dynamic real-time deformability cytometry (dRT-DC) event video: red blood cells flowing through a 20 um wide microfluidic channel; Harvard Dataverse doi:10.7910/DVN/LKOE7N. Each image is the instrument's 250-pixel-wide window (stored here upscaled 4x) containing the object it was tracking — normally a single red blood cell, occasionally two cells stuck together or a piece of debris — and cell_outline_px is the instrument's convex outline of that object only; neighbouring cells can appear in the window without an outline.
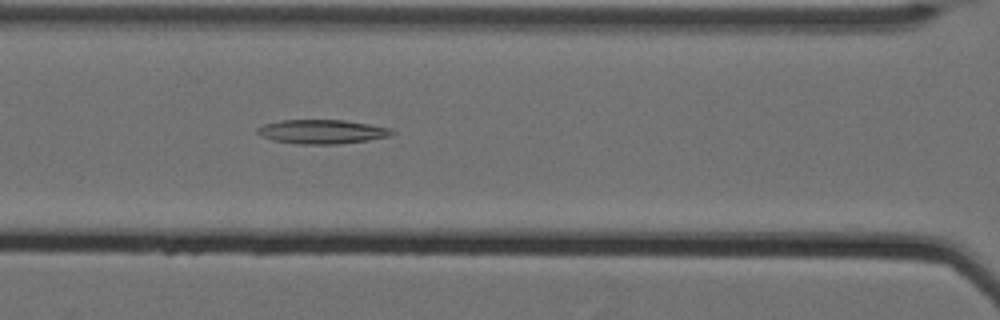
{"species": "Egyptian fruit bat (a non-hibernating species)", "species_latin": "Rousettus aegyptiacus", "temperature_condition": "cold", "stored_images_in_passage": 43, "camera_frame_rate_fps": 3000, "um_per_image_px": 0.085, "animal": {"sex": "female"}, "frame": {"image": 1, "passage_image": 12, "time_ms": 3.667, "image_size_px": [1000, 320], "cell_outline_px": [[396, 132], [388, 136], [368, 140], [340, 144], [296, 144], [272, 140], [260, 136], [256, 132], [256, 128], [264, 124], [280, 120], [344, 120], [392, 128]], "centroid_in_image_um": [27.34, 11.19], "position_along_channel_um": 139.3, "area_um2": 19.02}}
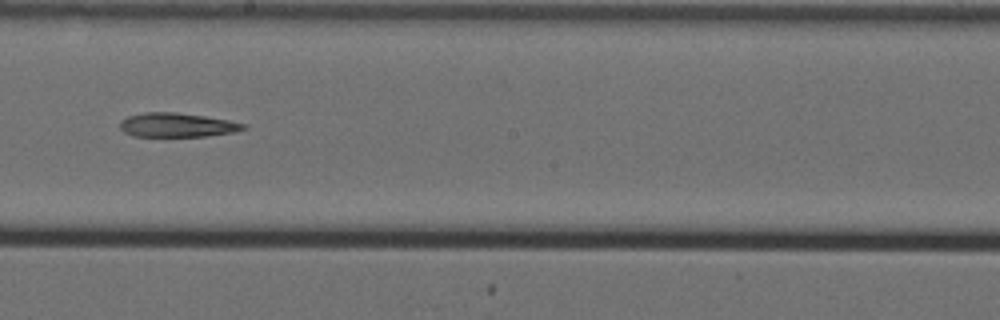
{"frame": {"image": 2, "passage_image": 20, "time_ms": 6.333, "image_size_px": [1000, 320], "cell_outline_px": [[248, 128], [236, 132], [204, 136], [132, 136], [124, 132], [120, 128], [120, 120], [128, 116], [144, 112], [176, 112], [204, 116], [228, 120], [248, 124]], "centroid_in_image_um": [15.07, 10.62], "position_along_channel_um": 233.1, "area_um2": 17.46}}
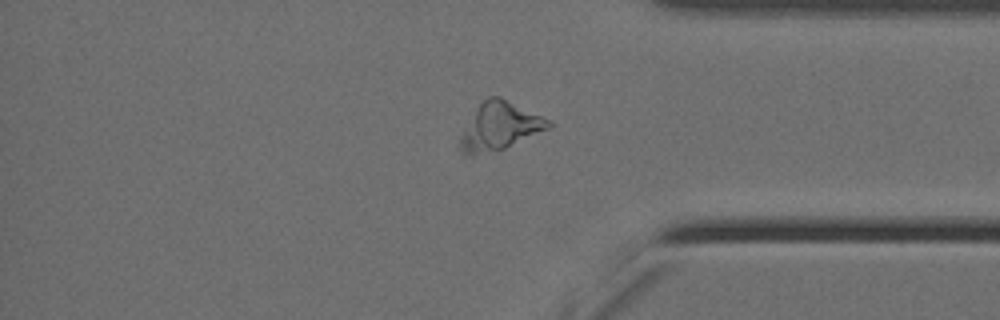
{"frame": {"image": 3, "passage_image": 34, "time_ms": 11.0, "image_size_px": [1000, 320], "cell_outline_px": [[556, 124], [548, 128], [504, 148], [472, 156], [460, 152], [460, 136], [480, 104], [488, 96], [500, 96], [552, 120]], "centroid_in_image_um": [42.51, 10.72], "position_along_channel_um": 392.7, "area_um2": 24.1}}